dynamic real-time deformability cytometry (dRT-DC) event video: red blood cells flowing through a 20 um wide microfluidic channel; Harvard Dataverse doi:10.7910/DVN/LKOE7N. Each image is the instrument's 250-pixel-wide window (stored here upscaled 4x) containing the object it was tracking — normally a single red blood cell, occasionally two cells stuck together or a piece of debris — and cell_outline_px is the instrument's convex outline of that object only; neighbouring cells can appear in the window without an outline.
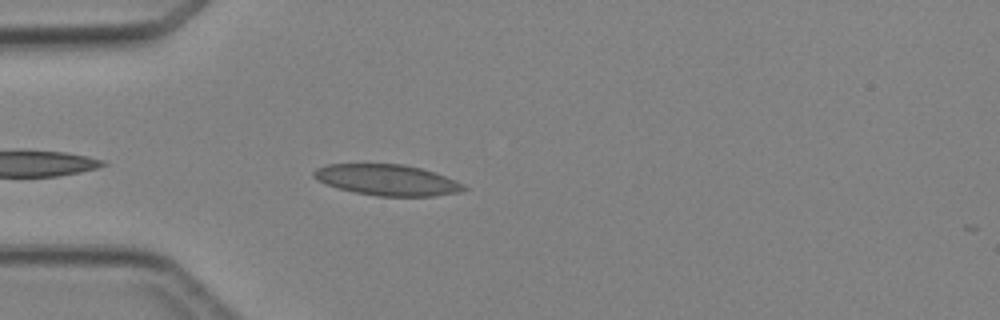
{"species": "Egyptian fruit bat (a non-hibernating species)", "species_latin": "Rousettus aegyptiacus", "temperature_condition": "cold", "stored_images_in_passage": 34, "camera_frame_rate_fps": 3000, "um_per_image_px": 0.085, "animal": {"sex": "female"}, "frame": {"image": 1, "passage_image": 3, "time_ms": 0.667, "image_size_px": [1000, 320], "cell_outline_px": [[468, 188], [460, 192], [432, 196], [376, 196], [356, 192], [324, 184], [316, 180], [312, 176], [312, 172], [316, 168], [328, 164], [404, 164], [420, 168], [456, 180], [464, 184]], "centroid_in_image_um": [32.88, 15.3], "position_along_channel_um": 52.1, "area_um2": 26.99}}
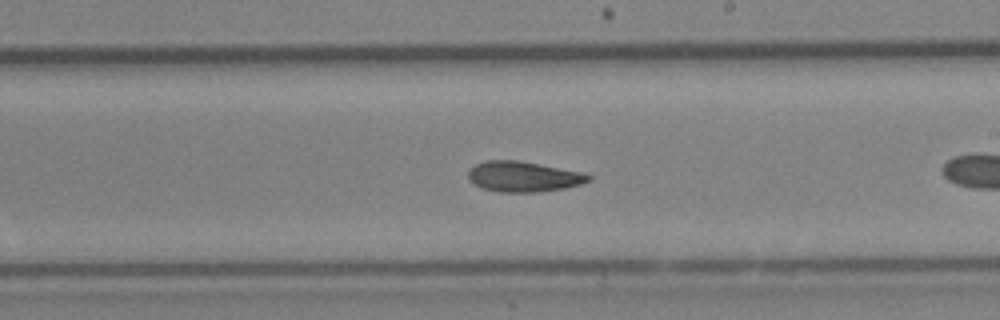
{"frame": {"image": 2, "passage_image": 14, "time_ms": 4.333, "image_size_px": [1000, 320], "cell_outline_px": [[592, 180], [580, 184], [564, 188], [540, 192], [500, 192], [484, 188], [468, 180], [468, 172], [476, 164], [484, 160], [516, 160], [580, 172], [592, 176]], "centroid_in_image_um": [44.48, 15.01], "position_along_channel_um": 244.5, "area_um2": 21.04}}
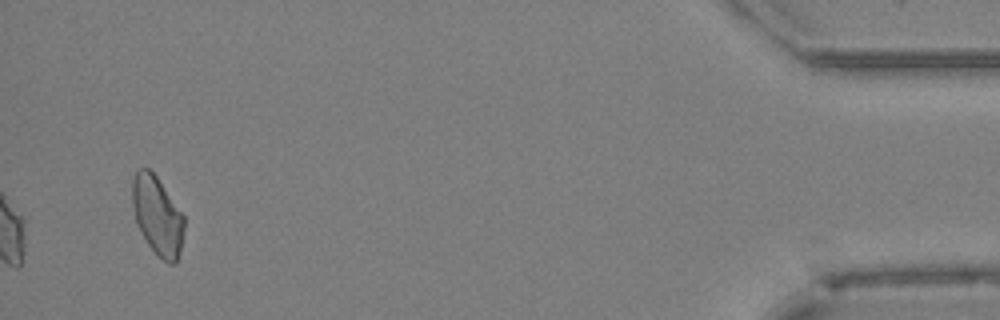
{"frame": {"image": 3, "passage_image": 34, "time_ms": 11.0, "image_size_px": [1000, 320], "cell_outline_px": [[184, 228], [180, 252], [176, 264], [168, 264], [148, 244], [136, 224], [132, 204], [132, 180], [136, 172], [140, 168], [148, 168], [156, 176], [184, 216]], "centroid_in_image_um": [13.37, 18.34], "position_along_channel_um": 421.8, "area_um2": 23.52}}